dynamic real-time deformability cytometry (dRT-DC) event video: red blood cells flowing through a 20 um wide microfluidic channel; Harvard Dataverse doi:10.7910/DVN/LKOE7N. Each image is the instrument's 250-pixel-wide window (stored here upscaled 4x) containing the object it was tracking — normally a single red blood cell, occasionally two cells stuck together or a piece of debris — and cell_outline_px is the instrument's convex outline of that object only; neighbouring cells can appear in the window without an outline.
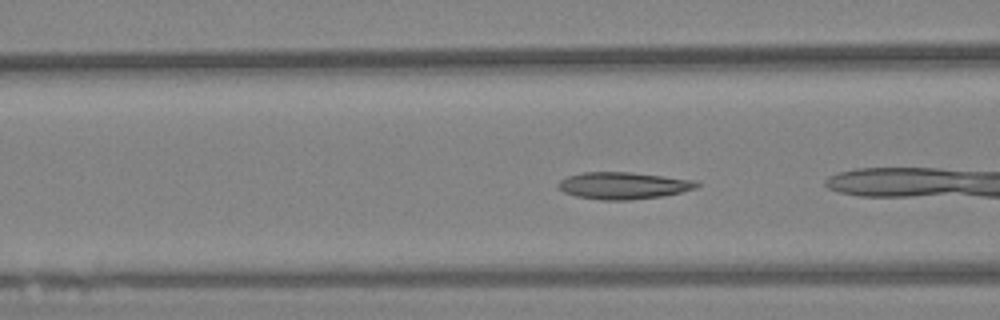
{"species": "Egyptian fruit bat (a non-hibernating species)", "species_latin": "Rousettus aegyptiacus", "temperature_condition": "warm", "stored_images_in_passage": 11, "camera_frame_rate_fps": 3000, "um_per_image_px": 0.085, "animal": {"sex": "female"}, "frame": {"image": 1, "passage_image": 4, "time_ms": 1.0, "image_size_px": [1000, 320], "cell_outline_px": [[700, 184], [696, 188], [680, 192], [660, 196], [632, 200], [600, 200], [576, 196], [564, 192], [556, 184], [560, 180], [568, 176], [584, 172], [632, 172], [696, 180]], "centroid_in_image_um": [52.98, 15.77], "position_along_channel_um": 113.6, "area_um2": 21.73}}
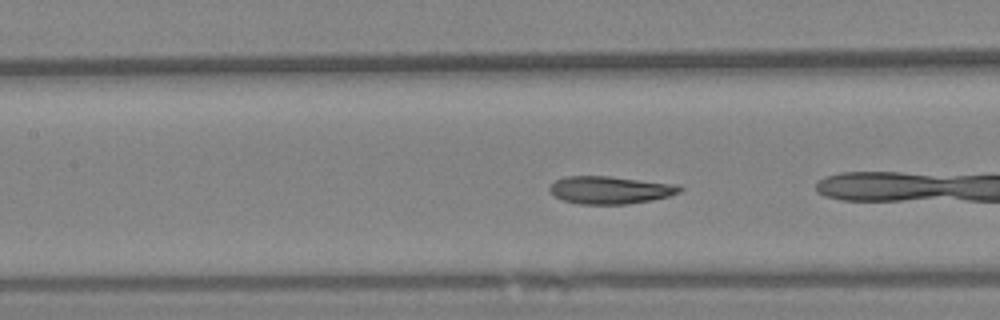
{"frame": {"image": 2, "passage_image": 8, "time_ms": 2.333, "image_size_px": [1000, 320], "cell_outline_px": [[684, 188], [680, 192], [668, 196], [652, 200], [628, 204], [580, 204], [564, 200], [556, 196], [548, 188], [556, 180], [564, 176], [612, 176], [680, 184]], "centroid_in_image_um": [51.93, 16.13], "position_along_channel_um": 155.5, "area_um2": 21.1}}